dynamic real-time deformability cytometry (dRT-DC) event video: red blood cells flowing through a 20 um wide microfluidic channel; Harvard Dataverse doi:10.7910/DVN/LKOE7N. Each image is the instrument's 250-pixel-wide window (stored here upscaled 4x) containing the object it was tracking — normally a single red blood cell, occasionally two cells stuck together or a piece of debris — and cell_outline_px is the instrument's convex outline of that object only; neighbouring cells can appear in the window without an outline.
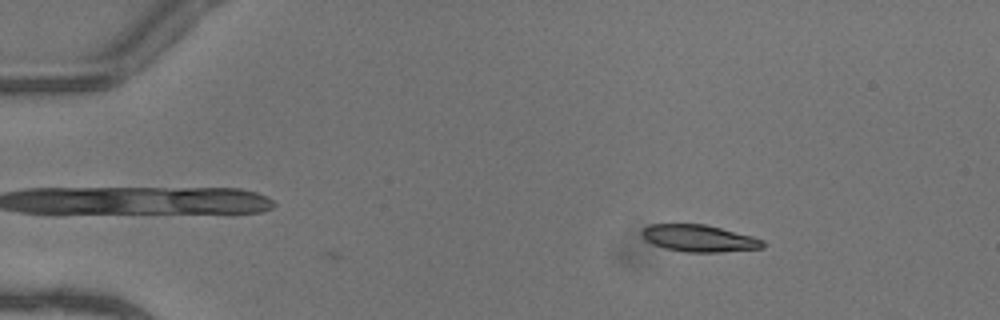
{"species": "common noctule bat (a hibernating species)", "species_latin": "Nyctalus noctula", "temperature_condition": "warm", "stored_images_in_passage": 19, "camera_frame_rate_fps": 3000, "um_per_image_px": 0.085, "animal": {"sex": "female"}, "frame": {"image": 1, "passage_image": 1, "time_ms": 0.0, "image_size_px": [1000, 320], "cell_outline_px": [[764, 248], [720, 252], [684, 252], [664, 248], [652, 244], [644, 240], [640, 232], [644, 228], [652, 224], [704, 224], [752, 236], [764, 240]], "centroid_in_image_um": [59.4, 20.26], "position_along_channel_um": 25.6, "area_um2": 19.02}}
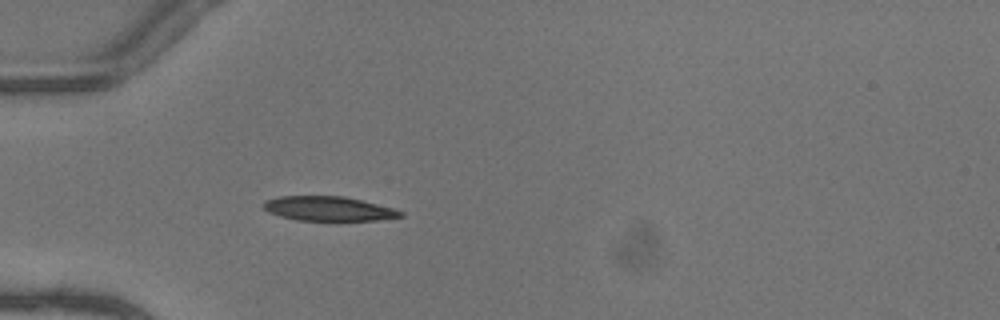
{"frame": {"image": 2, "passage_image": 9, "time_ms": 2.667, "image_size_px": [1000, 320], "cell_outline_px": [[404, 216], [380, 220], [336, 224], [296, 220], [280, 216], [268, 212], [260, 204], [264, 200], [276, 196], [344, 196], [392, 208], [404, 212]], "centroid_in_image_um": [27.91, 17.79], "position_along_channel_um": 57.1, "area_um2": 20.75}}
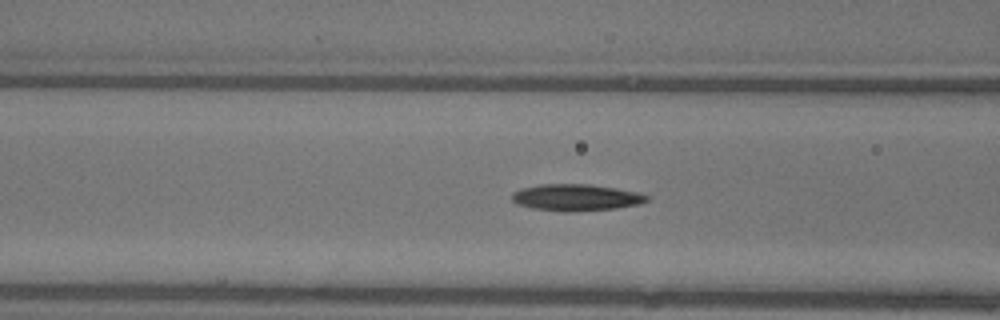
{"frame": {"image": 3, "passage_image": 14, "time_ms": 4.333, "image_size_px": [1000, 320], "cell_outline_px": [[648, 200], [640, 204], [616, 208], [572, 212], [560, 212], [532, 208], [516, 204], [512, 200], [512, 192], [520, 188], [540, 184], [588, 184], [616, 188], [636, 192], [648, 196]], "centroid_in_image_um": [48.91, 16.79], "position_along_channel_um": 117.7, "area_um2": 21.1}}